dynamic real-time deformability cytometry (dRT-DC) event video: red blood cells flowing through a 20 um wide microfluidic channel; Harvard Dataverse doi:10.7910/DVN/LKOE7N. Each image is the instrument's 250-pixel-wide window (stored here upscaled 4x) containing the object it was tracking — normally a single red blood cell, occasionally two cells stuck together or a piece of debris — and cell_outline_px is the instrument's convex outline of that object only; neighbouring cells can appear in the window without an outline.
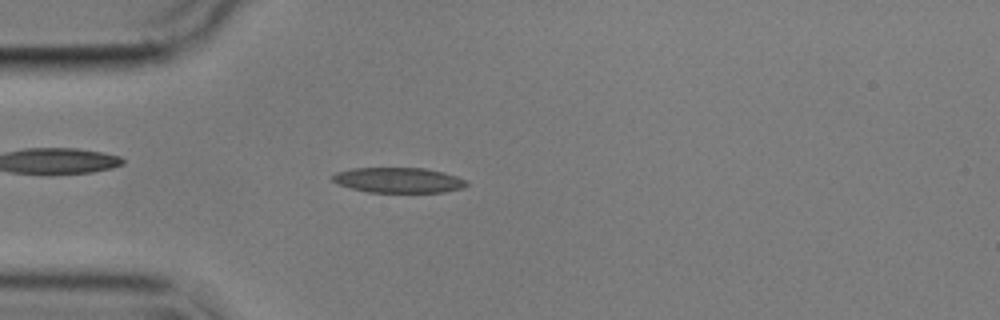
{"species": "common noctule bat (a hibernating species)", "species_latin": "Nyctalus noctula", "temperature_condition": "cold", "stored_images_in_passage": 55, "camera_frame_rate_fps": 3000, "um_per_image_px": 0.085, "animal": {"sex": "male", "body_mass_g": 17.9}, "frame": {"image": 1, "passage_image": 14, "time_ms": 4.333, "image_size_px": [1000, 320], "cell_outline_px": [[468, 184], [460, 188], [444, 192], [368, 192], [336, 184], [332, 180], [332, 176], [336, 172], [352, 168], [424, 168], [444, 172], [468, 180]], "centroid_in_image_um": [33.86, 15.31], "position_along_channel_um": 51.1, "area_um2": 19.71}}
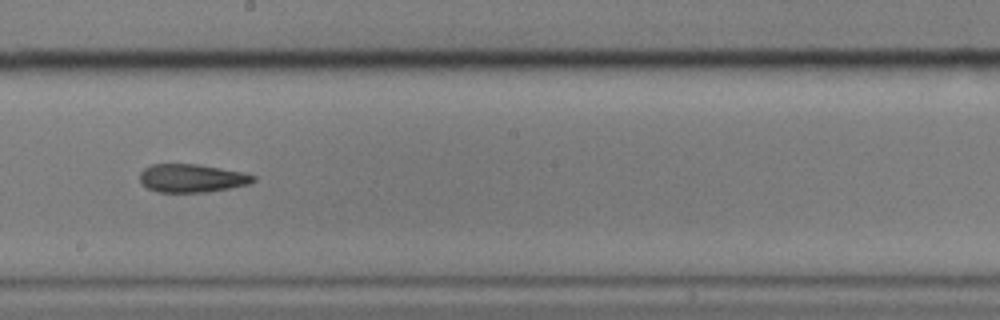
{"frame": {"image": 2, "passage_image": 30, "time_ms": 9.667, "image_size_px": [1000, 320], "cell_outline_px": [[256, 180], [248, 184], [208, 192], [156, 192], [140, 184], [140, 172], [144, 168], [152, 164], [196, 164], [244, 172], [256, 176]], "centroid_in_image_um": [16.28, 15.15], "position_along_channel_um": 231.9, "area_um2": 18.73}}
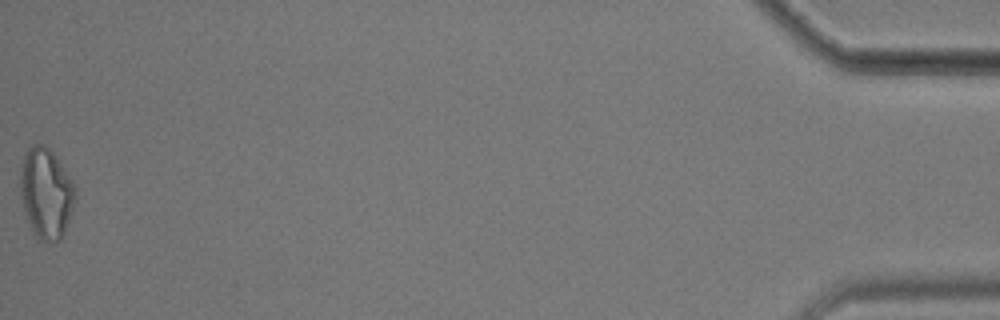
{"frame": {"image": 3, "passage_image": 55, "time_ms": 18.0, "image_size_px": [1000, 320], "cell_outline_px": [[76, 200], [72, 212], [64, 232], [60, 240], [48, 244], [36, 240], [32, 232], [24, 212], [20, 196], [20, 168], [24, 152], [32, 144], [44, 144], [52, 152], [72, 180], [76, 188]], "centroid_in_image_um": [3.9, 16.47], "position_along_channel_um": 431.3, "area_um2": 29.59}, "authors_computed_cell_mechanics": {"area_um2": 19.7098, "velocity_mm_per_s": 3.5548, "shape_relaxation_time_tau1_ms": null, "shape_relaxation_time_tau2_ms": 2.8322, "deformation_change_tau1": null, "deformation_change_tau2": 0.1166}}